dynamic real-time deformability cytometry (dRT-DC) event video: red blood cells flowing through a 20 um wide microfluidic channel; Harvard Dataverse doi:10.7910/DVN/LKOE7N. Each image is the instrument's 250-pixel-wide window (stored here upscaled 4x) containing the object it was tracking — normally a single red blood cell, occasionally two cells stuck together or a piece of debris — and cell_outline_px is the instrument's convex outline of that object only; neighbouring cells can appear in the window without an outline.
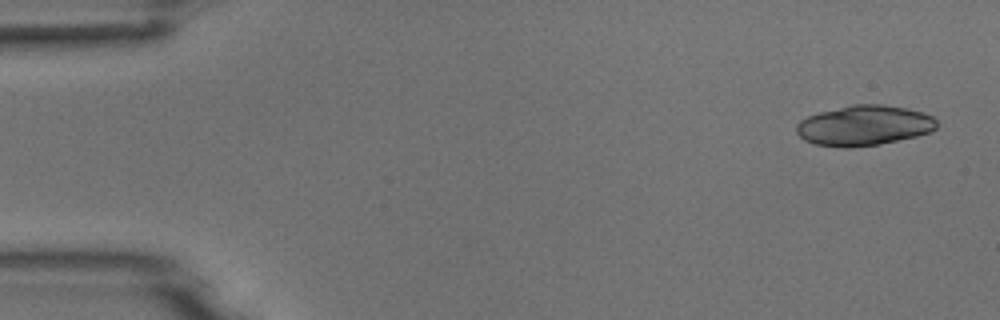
{"species": "common noctule bat (a hibernating species)", "species_latin": "Nyctalus noctula", "temperature_condition": "room temperature", "stored_images_in_passage": 14, "camera_frame_rate_fps": 3000, "um_per_image_px": 0.085, "animal": {"sex": "male", "body_mass_g": 18.8}, "frame": {"image": 1, "passage_image": 1, "time_ms": 0.0, "image_size_px": [1000, 320], "cell_outline_px": [[936, 128], [928, 132], [916, 136], [880, 144], [848, 148], [840, 148], [816, 144], [804, 140], [796, 132], [796, 124], [800, 120], [808, 116], [820, 112], [852, 104], [884, 104], [904, 108], [920, 112], [932, 116], [936, 120]], "centroid_in_image_um": [73.41, 10.67], "position_along_channel_um": 11.6, "area_um2": 32.77}}
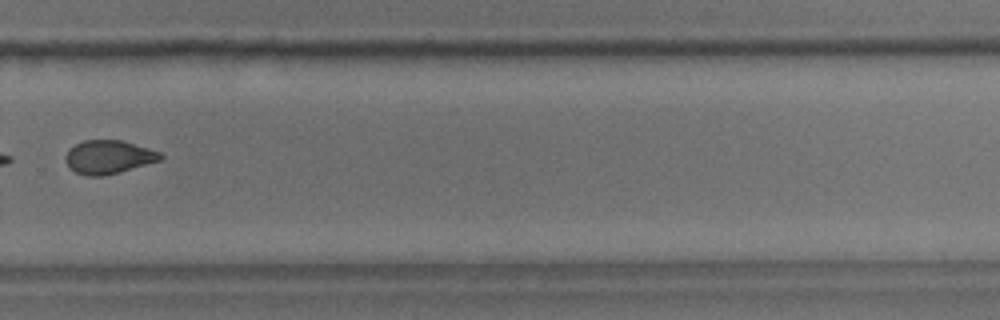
{"frame": {"image": 2, "passage_image": 10, "time_ms": 11.333, "image_size_px": [1000, 320], "cell_outline_px": [[164, 156], [160, 160], [120, 172], [104, 176], [88, 176], [76, 172], [64, 160], [64, 156], [76, 144], [84, 140], [120, 140], [148, 148], [160, 152]], "centroid_in_image_um": [9.23, 13.35], "position_along_channel_um": 320.6, "area_um2": 18.26}}